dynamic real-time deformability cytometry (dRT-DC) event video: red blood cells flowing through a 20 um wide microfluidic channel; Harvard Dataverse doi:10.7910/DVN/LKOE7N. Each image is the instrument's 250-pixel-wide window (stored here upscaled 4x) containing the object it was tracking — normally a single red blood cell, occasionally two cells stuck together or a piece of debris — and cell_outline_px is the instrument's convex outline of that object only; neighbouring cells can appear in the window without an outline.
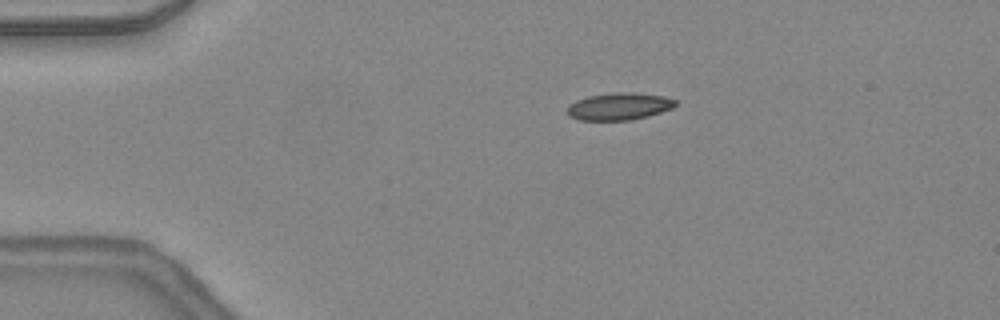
{"species": "common noctule bat (a hibernating species)", "species_latin": "Nyctalus noctula", "temperature_condition": "warm", "stored_images_in_passage": 44, "camera_frame_rate_fps": 3000, "um_per_image_px": 0.085, "animal": {"sex": "female", "body_mass_g": 24.6, "forearm_length_mm": 56.2}, "frame": {"image": 1, "passage_image": 7, "time_ms": 2.0, "image_size_px": [1000, 320], "cell_outline_px": [[676, 104], [668, 108], [656, 112], [640, 116], [620, 120], [588, 120], [576, 116], [568, 112], [576, 104], [584, 100], [596, 96], [656, 96], [672, 100]], "centroid_in_image_um": [52.65, 9.11], "position_along_channel_um": 32.4, "area_um2": 13.93}, "authors_computed_cell_mechanics": {"area_um2": 13.6697, "velocity_mm_per_s": 4.4217, "shape_relaxation_time_tau1_ms": null, "shape_relaxation_time_tau2_ms": 1.0645, "deformation_change_tau1": null, "deformation_change_tau2": 0.0884}}